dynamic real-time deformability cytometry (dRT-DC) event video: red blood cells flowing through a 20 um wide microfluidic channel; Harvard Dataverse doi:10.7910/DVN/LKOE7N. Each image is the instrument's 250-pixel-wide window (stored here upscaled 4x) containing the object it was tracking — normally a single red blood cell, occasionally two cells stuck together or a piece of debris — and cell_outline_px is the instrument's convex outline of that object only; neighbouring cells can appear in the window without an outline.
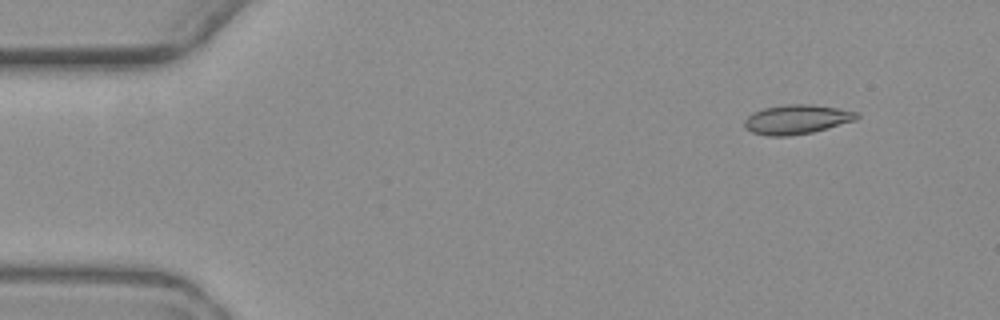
{"species": "common noctule bat (a hibernating species)", "species_latin": "Nyctalus noctula", "temperature_condition": "warm", "stored_images_in_passage": 5, "camera_frame_rate_fps": 3000, "um_per_image_px": 0.085, "animal": {"sex": "female", "body_mass_g": 19.3, "forearm_length_mm": 54.1}, "frame": {"image": 1, "passage_image": 2, "time_ms": 1.0, "image_size_px": [1000, 320], "cell_outline_px": [[860, 116], [856, 120], [812, 132], [788, 136], [768, 136], [752, 132], [744, 128], [744, 120], [752, 112], [764, 108], [784, 104], [812, 104], [860, 112]], "centroid_in_image_um": [67.71, 10.14], "position_along_channel_um": 17.3, "area_um2": 19.31}}
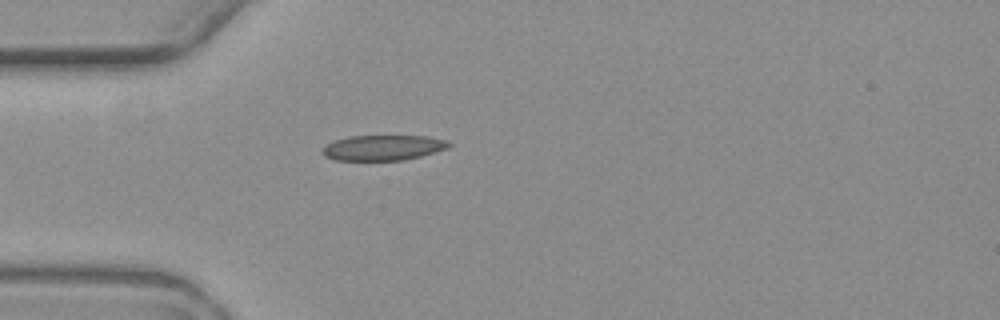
{"frame": {"image": 2, "passage_image": 5, "time_ms": 4.667, "image_size_px": [1000, 320], "cell_outline_px": [[452, 144], [448, 148], [420, 156], [404, 160], [336, 160], [324, 156], [320, 152], [328, 144], [336, 140], [348, 136], [428, 136], [448, 140]], "centroid_in_image_um": [32.58, 12.55], "position_along_channel_um": 52.4, "area_um2": 18.61}}